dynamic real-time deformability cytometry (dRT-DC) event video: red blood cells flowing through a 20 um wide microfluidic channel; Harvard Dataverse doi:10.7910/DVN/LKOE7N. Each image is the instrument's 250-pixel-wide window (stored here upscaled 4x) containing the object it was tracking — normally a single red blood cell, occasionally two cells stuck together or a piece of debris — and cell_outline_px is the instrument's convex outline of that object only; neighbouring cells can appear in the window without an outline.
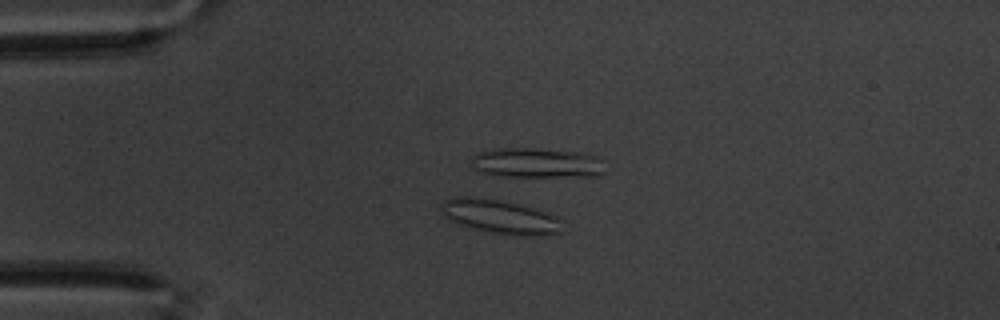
{"species": "common noctule bat (a hibernating species)", "species_latin": "Nyctalus noctula", "temperature_condition": "warm", "stored_images_in_passage": 59, "camera_frame_rate_fps": 3000, "um_per_image_px": 0.085, "animal": {"sex": "male", "body_mass_g": 20.1, "forearm_length_mm": 53.5}, "frame": {"image": 1, "passage_image": 14, "time_ms": 4.333, "image_size_px": [1000, 320], "cell_outline_px": [[564, 220], [560, 232], [556, 236], [524, 236], [492, 232], [472, 228], [448, 220], [440, 212], [440, 204], [444, 200], [456, 196], [476, 196], [504, 200], [520, 204], [556, 216]], "centroid_in_image_um": [42.52, 18.41], "position_along_channel_um": 42.5, "area_um2": 24.57}}